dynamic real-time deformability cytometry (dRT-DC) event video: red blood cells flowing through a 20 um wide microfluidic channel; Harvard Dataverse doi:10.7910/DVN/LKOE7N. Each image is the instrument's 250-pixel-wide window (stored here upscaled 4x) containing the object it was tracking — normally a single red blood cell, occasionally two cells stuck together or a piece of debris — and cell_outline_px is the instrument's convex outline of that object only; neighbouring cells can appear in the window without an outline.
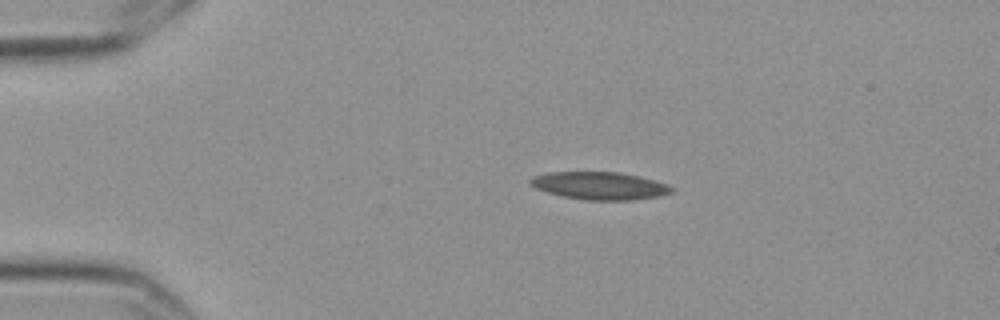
{"species": "Egyptian fruit bat (a non-hibernating species)", "species_latin": "Rousettus aegyptiacus", "temperature_condition": "cold", "stored_images_in_passage": 9, "camera_frame_rate_fps": 3000, "um_per_image_px": 0.085, "frame": {"image": 1, "passage_image": 3, "time_ms": 0.667, "image_size_px": [1000, 320], "cell_outline_px": [[672, 192], [660, 196], [632, 200], [584, 200], [564, 196], [548, 192], [536, 188], [528, 184], [528, 180], [532, 176], [548, 172], [620, 172], [656, 180], [668, 184], [672, 188]], "centroid_in_image_um": [50.96, 15.78], "position_along_channel_um": 34.0, "area_um2": 22.83}}
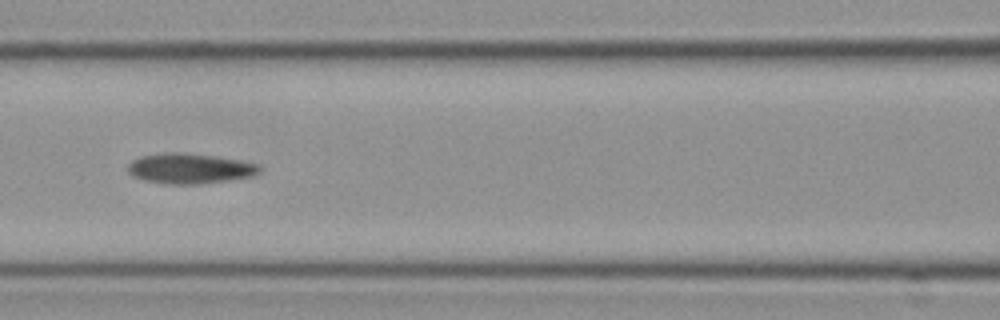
{"frame": {"image": 2, "passage_image": 7, "time_ms": 2.0, "image_size_px": [1000, 320], "cell_outline_px": [[264, 168], [260, 172], [252, 176], [200, 184], [164, 184], [144, 180], [132, 176], [128, 172], [128, 164], [132, 160], [140, 156], [172, 152], [176, 152], [216, 156], [240, 160], [260, 164]], "centroid_in_image_um": [16.15, 14.32], "position_along_channel_um": 150.5, "area_um2": 23.29}}
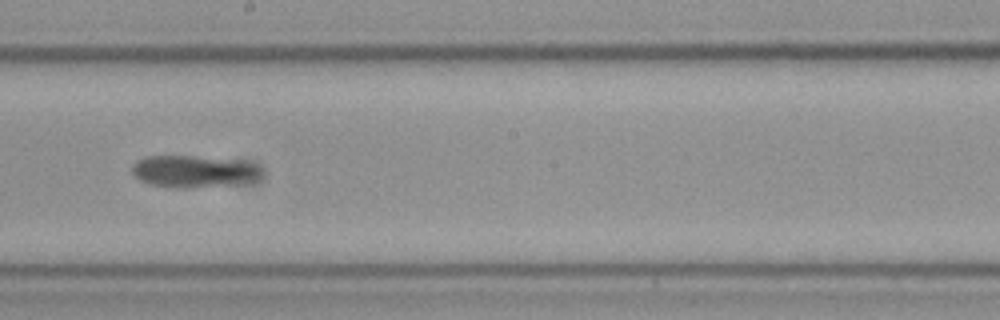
{"frame": {"image": 3, "passage_image": 9, "time_ms": 2.667, "image_size_px": [1000, 320], "cell_outline_px": [[260, 176], [252, 180], [240, 184], [184, 188], [180, 188], [152, 184], [140, 180], [132, 172], [132, 164], [136, 160], [144, 156], [196, 156], [252, 164], [260, 168]], "centroid_in_image_um": [16.38, 14.57], "position_along_channel_um": 231.8, "area_um2": 23.58}}